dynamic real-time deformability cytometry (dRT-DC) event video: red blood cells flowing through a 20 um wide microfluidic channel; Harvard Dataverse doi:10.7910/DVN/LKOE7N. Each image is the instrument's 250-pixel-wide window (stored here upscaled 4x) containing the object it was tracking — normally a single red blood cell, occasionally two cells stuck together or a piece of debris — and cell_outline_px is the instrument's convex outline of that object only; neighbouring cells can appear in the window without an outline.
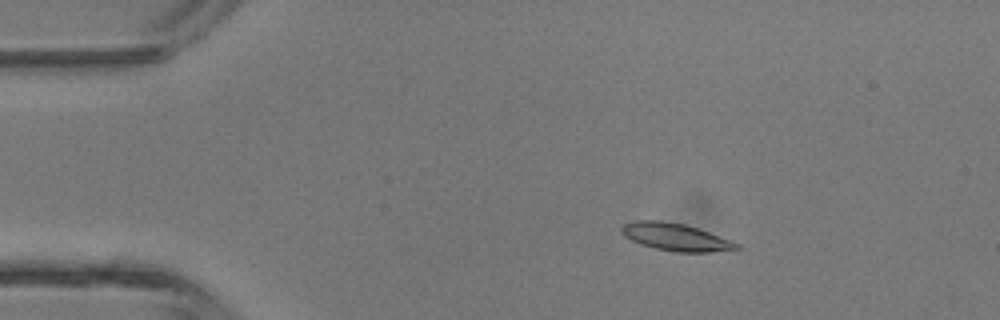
{"species": "common noctule bat (a hibernating species)", "species_latin": "Nyctalus noctula", "temperature_condition": "room temperature", "stored_images_in_passage": 4, "camera_frame_rate_fps": 3000, "um_per_image_px": 0.085, "animal": {"sex": "male", "body_mass_g": 13.3}, "frame": {"image": 1, "passage_image": 2, "time_ms": 1.0, "image_size_px": [1000, 320], "cell_outline_px": [[740, 248], [708, 252], [676, 252], [656, 248], [640, 244], [624, 236], [620, 232], [620, 228], [624, 224], [636, 220], [660, 220], [684, 224], [708, 232], [740, 244]], "centroid_in_image_um": [57.37, 20.14], "position_along_channel_um": 27.6, "area_um2": 18.15}}
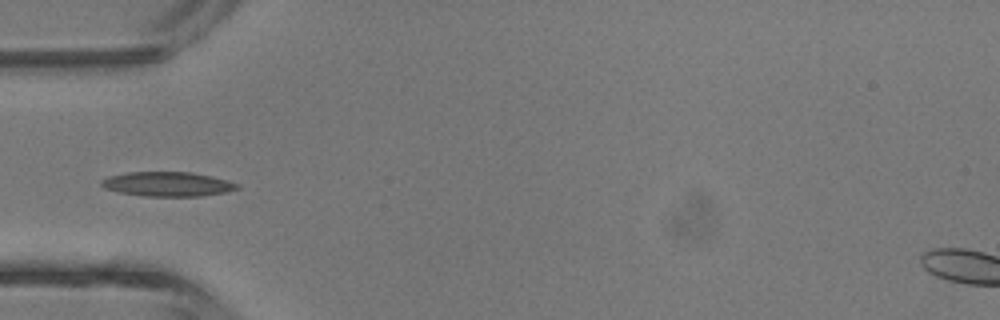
{"frame": {"image": 2, "passage_image": 4, "time_ms": 3.333, "image_size_px": [1000, 320], "cell_outline_px": [[240, 188], [224, 192], [204, 196], [144, 196], [120, 192], [104, 188], [100, 184], [100, 180], [108, 176], [128, 172], [192, 172], [228, 180], [240, 184]], "centroid_in_image_um": [14.24, 15.64], "position_along_channel_um": 70.8, "area_um2": 19.42}}